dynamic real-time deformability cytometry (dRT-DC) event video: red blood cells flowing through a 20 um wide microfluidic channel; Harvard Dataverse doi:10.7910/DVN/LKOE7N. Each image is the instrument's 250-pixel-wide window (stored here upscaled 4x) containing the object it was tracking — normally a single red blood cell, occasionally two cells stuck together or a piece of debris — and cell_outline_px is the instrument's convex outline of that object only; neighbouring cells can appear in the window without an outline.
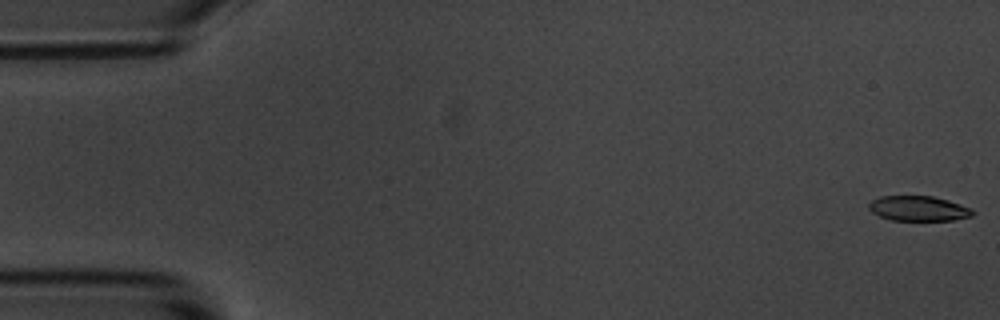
{"species": "common noctule bat (a hibernating species)", "species_latin": "Nyctalus noctula", "temperature_condition": "room temperature", "stored_images_in_passage": 12, "camera_frame_rate_fps": 3000, "um_per_image_px": 0.085, "animal": {"sex": "male", "body_mass_g": 20.1, "forearm_length_mm": 53.5}, "frame": {"image": 1, "passage_image": 1, "time_ms": 0.0, "image_size_px": [1000, 320], "cell_outline_px": [[976, 212], [972, 216], [952, 220], [892, 220], [880, 216], [872, 212], [868, 208], [868, 204], [872, 200], [880, 196], [932, 196], [948, 200], [972, 208]], "centroid_in_image_um": [78.09, 17.72], "position_along_channel_um": 6.9, "area_um2": 15.14}}